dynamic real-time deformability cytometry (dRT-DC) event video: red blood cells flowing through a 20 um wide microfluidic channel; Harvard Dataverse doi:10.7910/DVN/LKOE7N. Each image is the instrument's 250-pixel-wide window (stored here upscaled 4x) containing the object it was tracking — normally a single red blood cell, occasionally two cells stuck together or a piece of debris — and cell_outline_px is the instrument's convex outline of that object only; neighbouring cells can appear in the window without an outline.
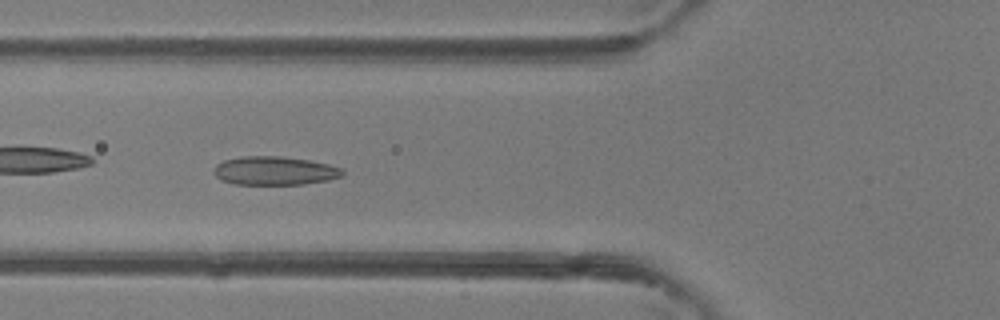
{"species": "common noctule bat (a hibernating species)", "species_latin": "Nyctalus noctula", "temperature_condition": "room temperature", "stored_images_in_passage": 35, "camera_frame_rate_fps": 3000, "um_per_image_px": 0.085, "animal": {"sex": "female"}, "frame": {"image": 1, "passage_image": 6, "time_ms": 1.667, "image_size_px": [1000, 320], "cell_outline_px": [[344, 172], [340, 176], [328, 180], [304, 184], [232, 184], [220, 180], [212, 172], [216, 164], [224, 160], [244, 156], [280, 156], [308, 160], [328, 164], [340, 168]], "centroid_in_image_um": [23.28, 14.51], "position_along_channel_um": 102.5, "area_um2": 21.39}}
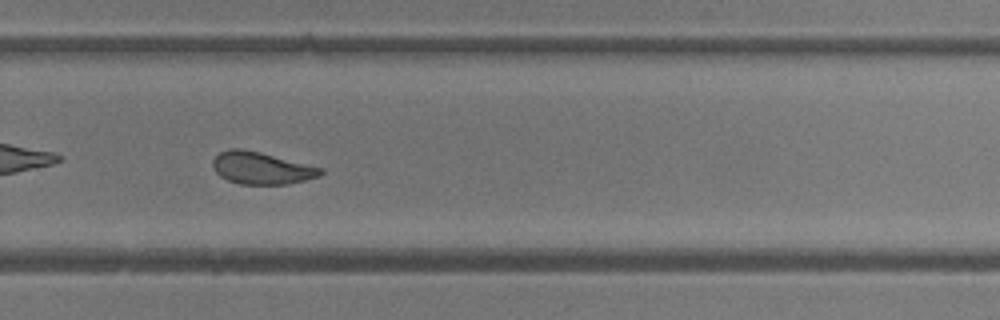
{"frame": {"image": 2, "passage_image": 20, "time_ms": 6.333, "image_size_px": [1000, 320], "cell_outline_px": [[324, 172], [320, 176], [288, 184], [240, 184], [228, 180], [220, 176], [216, 172], [212, 164], [212, 160], [220, 152], [232, 148], [244, 148], [324, 168]], "centroid_in_image_um": [22.23, 14.28], "position_along_channel_um": 307.6, "area_um2": 20.23}, "authors_computed_cell_mechanics": {"area_um2": 21.097, "velocity_mm_per_s": 4.4043, "shape_relaxation_time_tau1_ms": 5.0693, "shape_relaxation_time_tau2_ms": 1.1395, "deformation_change_tau1": 0.1301, "deformation_change_tau2": 0.0577}}